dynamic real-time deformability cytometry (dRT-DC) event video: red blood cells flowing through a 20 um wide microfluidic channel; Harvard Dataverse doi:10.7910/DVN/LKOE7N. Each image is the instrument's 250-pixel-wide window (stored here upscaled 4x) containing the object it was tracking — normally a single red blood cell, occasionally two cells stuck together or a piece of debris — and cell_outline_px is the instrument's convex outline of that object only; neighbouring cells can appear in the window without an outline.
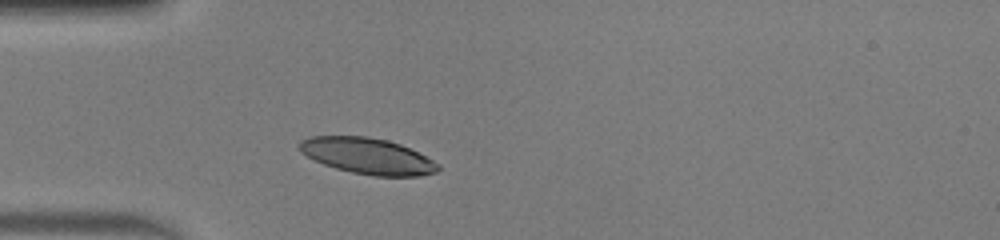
{"species": "human", "species_latin": "Homo sapiens", "temperature_condition": "warm", "stored_images_in_passage": 37, "camera_frame_rate_fps": 3000, "um_per_image_px": 0.085, "donor": {"sex": "male"}, "frame": {"image": 1, "passage_image": 1, "time_ms": 0.0, "image_size_px": [1000, 240], "cell_outline_px": [[440, 168], [436, 172], [420, 176], [376, 176], [352, 172], [336, 168], [324, 164], [300, 152], [296, 144], [300, 140], [308, 136], [368, 136], [388, 140], [400, 144], [440, 164]], "centroid_in_image_um": [31.21, 13.25], "position_along_channel_um": 53.8, "area_um2": 29.07}}
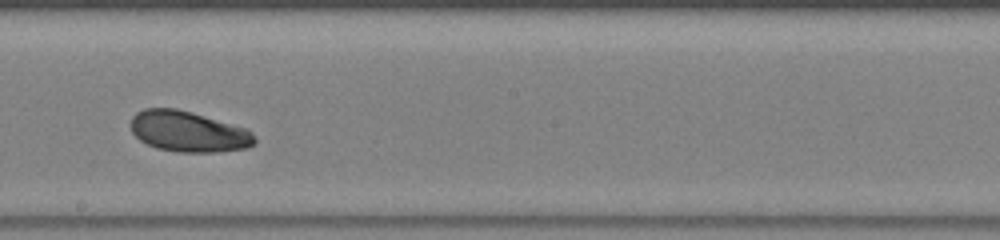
{"frame": {"image": 2, "passage_image": 15, "time_ms": 4.667, "image_size_px": [1000, 240], "cell_outline_px": [[256, 144], [248, 148], [216, 152], [176, 152], [156, 148], [140, 140], [132, 132], [132, 116], [136, 112], [144, 108], [176, 108], [192, 112], [248, 128], [252, 132], [256, 140]], "centroid_in_image_um": [16.04, 11.18], "position_along_channel_um": 232.2, "area_um2": 29.65}}
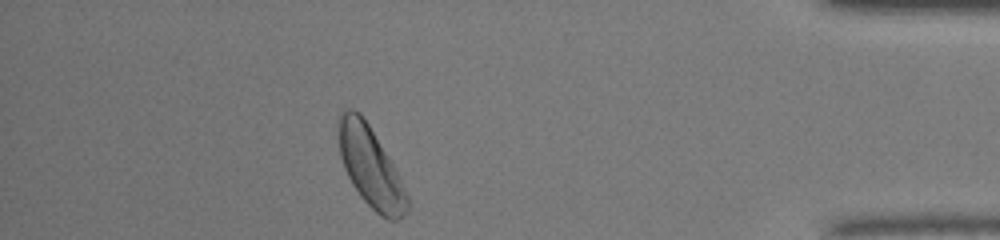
{"frame": {"image": 3, "passage_image": 31, "time_ms": 10.0, "image_size_px": [1000, 240], "cell_outline_px": [[408, 212], [404, 216], [396, 220], [388, 220], [380, 216], [360, 196], [352, 184], [344, 168], [340, 156], [336, 132], [336, 120], [340, 112], [344, 108], [352, 108], [360, 112], [368, 124], [392, 164], [408, 196]], "centroid_in_image_um": [31.43, 14.15], "position_along_channel_um": 403.8, "area_um2": 32.14}, "authors_computed_cell_mechanics": {"area_um2": 29.9404, "velocity_mm_per_s": 4.0445, "shape_relaxation_time_tau1_ms": 2.0561, "shape_relaxation_time_tau2_ms": null, "deformation_change_tau1": 0.1083, "deformation_change_tau2": null}}